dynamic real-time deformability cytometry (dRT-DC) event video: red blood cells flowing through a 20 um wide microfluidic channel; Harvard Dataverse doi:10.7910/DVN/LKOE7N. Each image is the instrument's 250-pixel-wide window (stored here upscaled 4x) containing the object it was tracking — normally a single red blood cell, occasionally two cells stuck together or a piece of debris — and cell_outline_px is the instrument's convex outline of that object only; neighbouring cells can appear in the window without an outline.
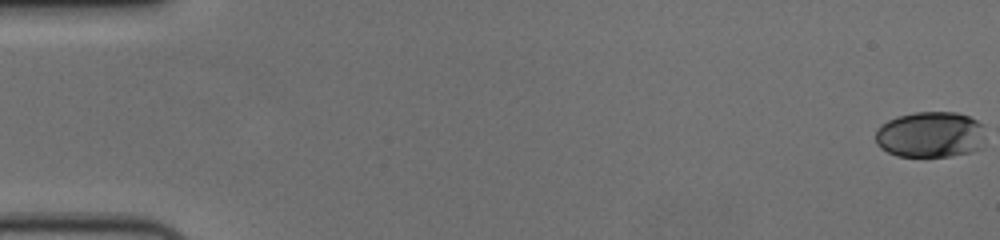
{"species": "human", "species_latin": "Homo sapiens", "temperature_condition": "cold", "stored_images_in_passage": 58, "camera_frame_rate_fps": 3000, "um_per_image_px": 0.085, "donor": {"sex": "female"}, "frame": {"image": 1, "passage_image": 1, "time_ms": 0.0, "image_size_px": [1000, 240], "cell_outline_px": [[984, 148], [972, 152], [952, 156], [896, 156], [880, 148], [876, 144], [876, 128], [888, 120], [896, 116], [916, 112], [956, 112], [968, 116], [984, 124]], "centroid_in_image_um": [79.11, 11.44], "position_along_channel_um": 5.9, "area_um2": 30.0}}
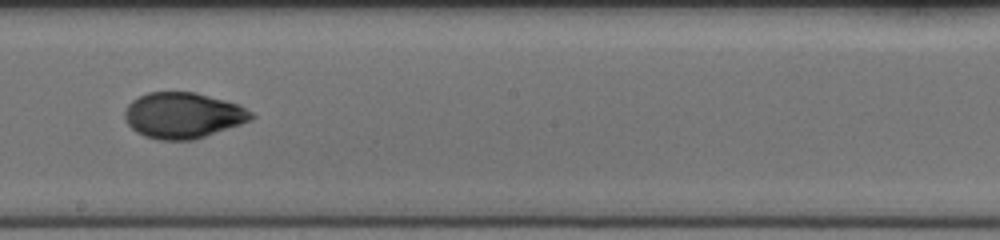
{"frame": {"image": 2, "passage_image": 34, "time_ms": 11.0, "image_size_px": [1000, 240], "cell_outline_px": [[256, 116], [252, 120], [192, 140], [160, 140], [144, 136], [136, 132], [128, 124], [124, 116], [124, 112], [128, 104], [132, 100], [148, 92], [196, 92], [240, 104], [252, 112]], "centroid_in_image_um": [15.56, 9.8], "position_along_channel_um": 232.6, "area_um2": 33.81}}
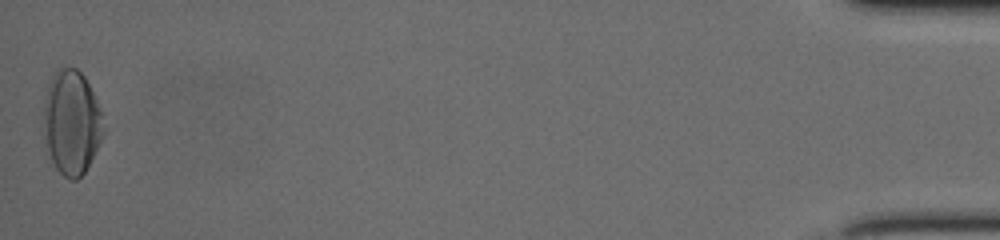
{"frame": {"image": 3, "passage_image": 58, "time_ms": 19.0, "image_size_px": [1000, 240], "cell_outline_px": [[104, 136], [84, 172], [76, 180], [68, 180], [56, 168], [52, 160], [44, 136], [44, 104], [48, 84], [52, 76], [60, 68], [76, 68], [84, 76], [96, 100], [100, 112], [104, 128]], "centroid_in_image_um": [6.09, 10.42], "position_along_channel_um": 429.1, "area_um2": 35.84}, "authors_computed_cell_mechanics": {"area_um2": 32.5992, "velocity_mm_per_s": 3.6517, "shape_relaxation_time_tau1_ms": 4.0805, "shape_relaxation_time_tau2_ms": 1.4937, "deformation_change_tau1": 0.1644, "deformation_change_tau2": 0.0466}}